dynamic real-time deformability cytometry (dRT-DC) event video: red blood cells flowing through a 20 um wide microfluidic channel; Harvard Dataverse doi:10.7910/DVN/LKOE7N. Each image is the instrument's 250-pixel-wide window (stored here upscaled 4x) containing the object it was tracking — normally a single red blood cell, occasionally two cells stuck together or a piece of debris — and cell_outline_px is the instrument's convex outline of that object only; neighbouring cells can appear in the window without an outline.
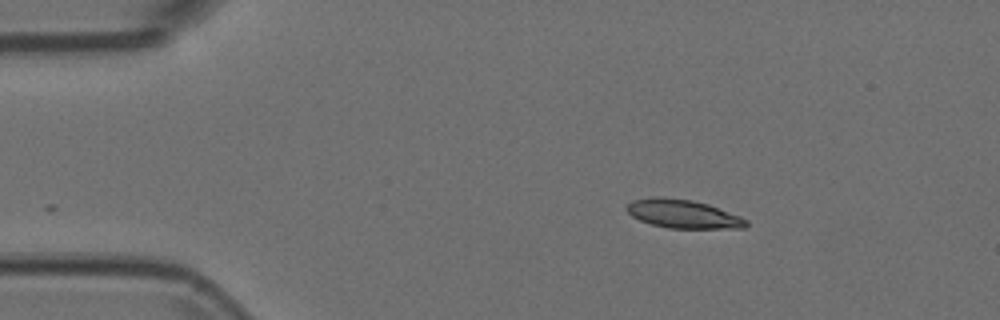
{"species": "Egyptian fruit bat (a non-hibernating species)", "species_latin": "Rousettus aegyptiacus", "temperature_condition": "room temperature", "stored_images_in_passage": 46, "camera_frame_rate_fps": 3000, "um_per_image_px": 0.085, "animal": {"sex": "female"}, "frame": {"image": 1, "passage_image": 1, "time_ms": 0.0, "image_size_px": [1000, 320], "cell_outline_px": [[748, 224], [744, 228], [668, 228], [652, 224], [640, 220], [632, 216], [624, 208], [632, 200], [652, 196], [660, 196], [692, 200], [708, 204], [740, 216], [748, 220]], "centroid_in_image_um": [58.04, 18.17], "position_along_channel_um": 27.0, "area_um2": 19.94}}
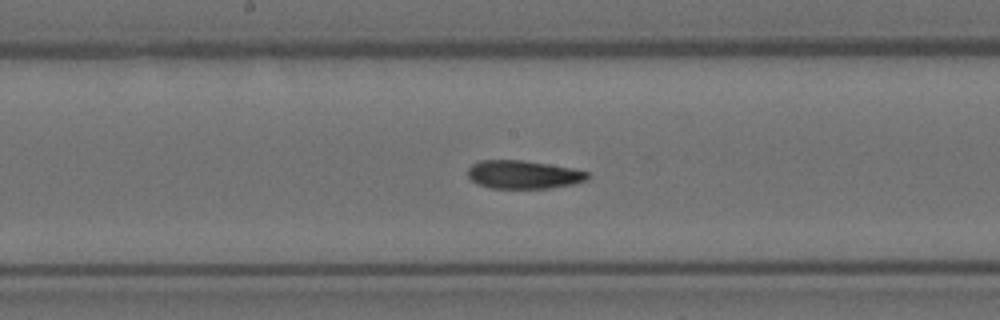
{"frame": {"image": 2, "passage_image": 20, "time_ms": 6.333, "image_size_px": [1000, 320], "cell_outline_px": [[588, 180], [572, 184], [552, 188], [492, 188], [476, 184], [468, 176], [468, 168], [472, 164], [480, 160], [524, 160], [572, 168], [588, 172]], "centroid_in_image_um": [44.48, 14.84], "position_along_channel_um": 203.7, "area_um2": 19.77}}
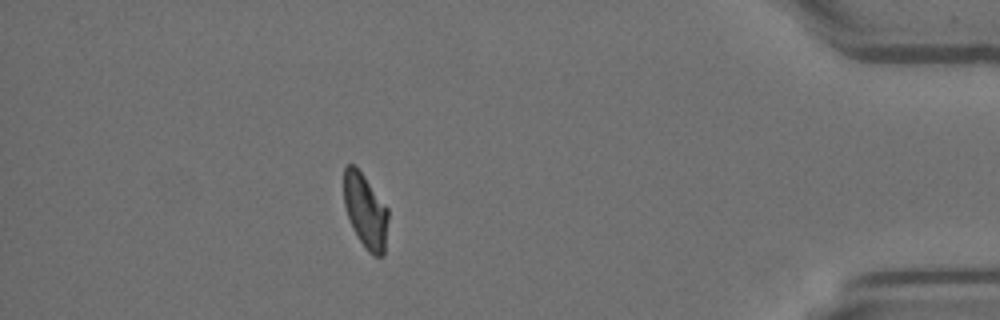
{"frame": {"image": 3, "passage_image": 40, "time_ms": 13.0, "image_size_px": [1000, 320], "cell_outline_px": [[388, 220], [384, 256], [376, 256], [368, 252], [364, 248], [352, 228], [344, 204], [344, 168], [348, 164], [352, 164], [364, 176], [388, 208]], "centroid_in_image_um": [31.07, 17.97], "position_along_channel_um": 404.1, "area_um2": 19.13}}